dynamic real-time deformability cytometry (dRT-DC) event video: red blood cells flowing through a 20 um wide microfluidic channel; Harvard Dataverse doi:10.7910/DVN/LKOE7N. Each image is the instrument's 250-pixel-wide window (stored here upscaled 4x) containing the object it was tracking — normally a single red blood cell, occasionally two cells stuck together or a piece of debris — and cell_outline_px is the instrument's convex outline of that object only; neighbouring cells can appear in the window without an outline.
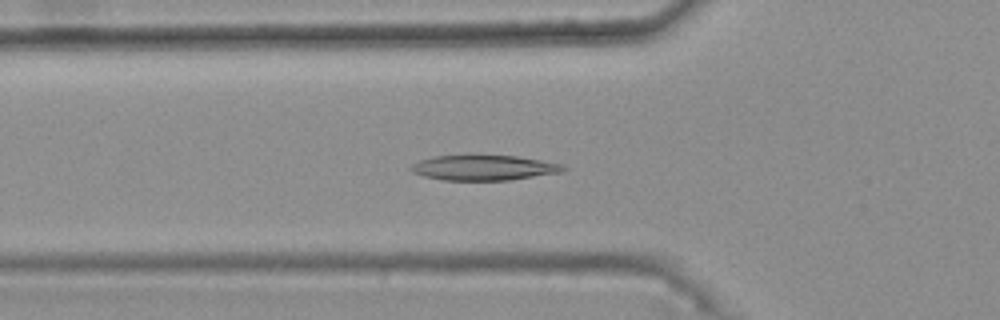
{"species": "common noctule bat (a hibernating species)", "species_latin": "Nyctalus noctula", "temperature_condition": "warm", "stored_images_in_passage": 33, "camera_frame_rate_fps": 3000, "um_per_image_px": 0.085, "animal": {"sex": "female", "body_mass_g": 25.1}, "frame": {"image": 1, "passage_image": 6, "time_ms": 1.667, "image_size_px": [1000, 320], "cell_outline_px": [[568, 168], [560, 172], [508, 180], [444, 180], [424, 176], [412, 172], [408, 168], [412, 164], [420, 160], [436, 156], [516, 156], [564, 164]], "centroid_in_image_um": [41.12, 14.26], "position_along_channel_um": 84.7, "area_um2": 22.02}}
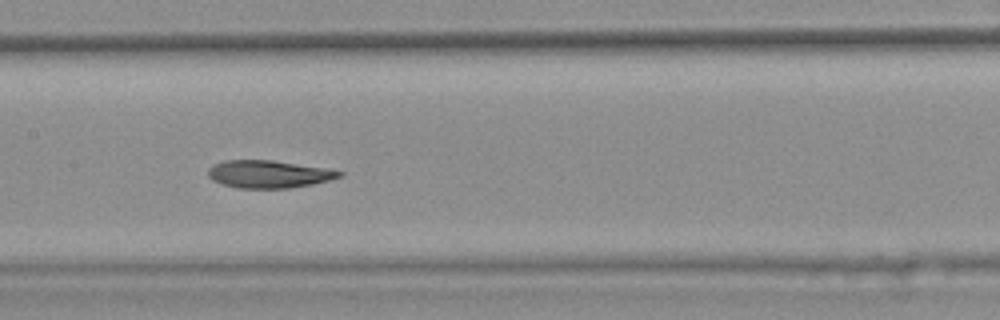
{"frame": {"image": 2, "passage_image": 14, "time_ms": 4.333, "image_size_px": [1000, 320], "cell_outline_px": [[344, 176], [312, 184], [288, 188], [236, 188], [212, 180], [208, 176], [208, 168], [212, 164], [224, 160], [272, 160], [324, 168], [344, 172]], "centroid_in_image_um": [22.81, 14.8], "position_along_channel_um": 184.6, "area_um2": 21.04}}
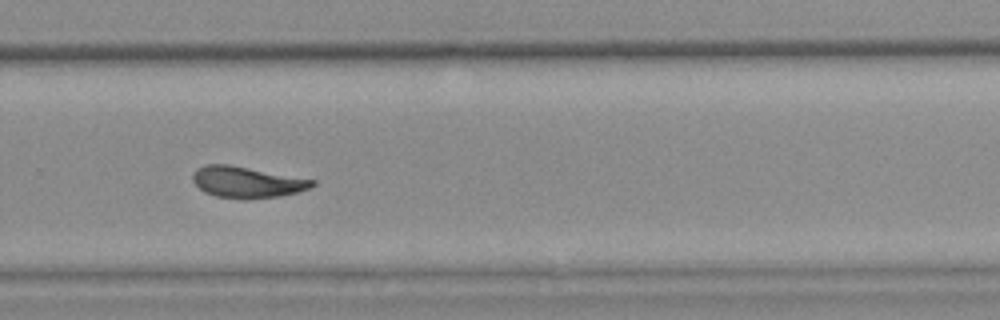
{"frame": {"image": 3, "passage_image": 24, "time_ms": 7.667, "image_size_px": [1000, 320], "cell_outline_px": [[316, 184], [308, 188], [296, 192], [280, 196], [244, 200], [216, 196], [204, 192], [192, 180], [192, 172], [196, 168], [208, 164], [228, 164], [316, 180]], "centroid_in_image_um": [20.95, 15.48], "position_along_channel_um": 308.8, "area_um2": 21.79}, "authors_computed_cell_mechanics": {"area_um2": 21.5594, "velocity_mm_per_s": 3.7358, "shape_relaxation_time_tau1_ms": 10.8568, "shape_relaxation_time_tau2_ms": 3.9555, "deformation_change_tau1": 0.269, "deformation_change_tau2": 0.0718}}